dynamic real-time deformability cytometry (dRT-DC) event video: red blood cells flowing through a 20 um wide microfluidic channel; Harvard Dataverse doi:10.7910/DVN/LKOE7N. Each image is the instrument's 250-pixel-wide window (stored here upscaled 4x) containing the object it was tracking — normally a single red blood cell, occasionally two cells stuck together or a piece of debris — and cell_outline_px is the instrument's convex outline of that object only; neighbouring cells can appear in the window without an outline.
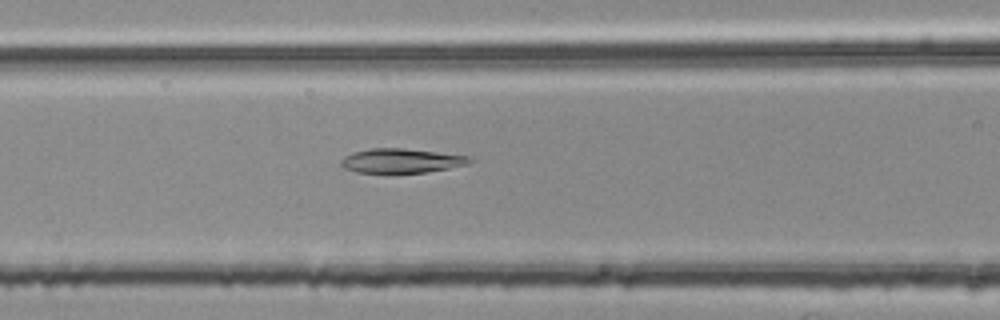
{"species": "common noctule bat (a hibernating species)", "species_latin": "Nyctalus noctula", "temperature_condition": "room temperature", "stored_images_in_passage": 40, "camera_frame_rate_fps": 3000, "um_per_image_px": 0.085, "animal": {"sex": "female", "body_mass_g": 25.1}, "frame": {"image": 1, "passage_image": 9, "time_ms": 2.667, "image_size_px": [1000, 320], "cell_outline_px": [[476, 160], [468, 164], [428, 172], [388, 176], [384, 176], [356, 172], [344, 168], [340, 164], [340, 160], [344, 156], [352, 152], [368, 148], [400, 148], [472, 156]], "centroid_in_image_um": [34.07, 13.71], "position_along_channel_um": 132.5, "area_um2": 19.36}}
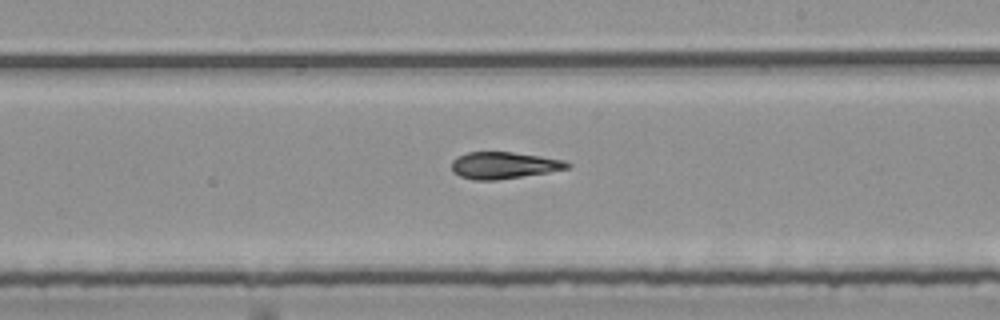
{"frame": {"image": 2, "passage_image": 18, "time_ms": 5.667, "image_size_px": [1000, 320], "cell_outline_px": [[572, 164], [568, 168], [548, 172], [496, 180], [472, 180], [460, 176], [452, 172], [452, 160], [456, 156], [468, 152], [512, 152], [540, 156], [564, 160]], "centroid_in_image_um": [42.79, 14.05], "position_along_channel_um": 246.2, "area_um2": 18.03}}
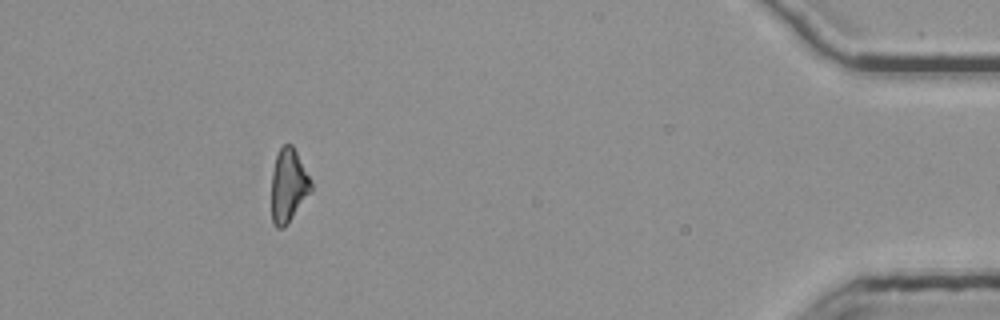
{"frame": {"image": 3, "passage_image": 36, "time_ms": 11.667, "image_size_px": [1000, 320], "cell_outline_px": [[312, 188], [288, 224], [284, 228], [276, 228], [272, 224], [272, 172], [276, 156], [280, 148], [284, 144], [292, 144], [312, 180]], "centroid_in_image_um": [24.51, 15.78], "position_along_channel_um": 410.7, "area_um2": 16.88}, "authors_computed_cell_mechanics": {"area_um2": 18.207, "velocity_mm_per_s": 3.8006, "shape_relaxation_time_tau1_ms": 4.3726, "shape_relaxation_time_tau2_ms": 2.175, "deformation_change_tau1": 0.1615, "deformation_change_tau2": 0.0871}}